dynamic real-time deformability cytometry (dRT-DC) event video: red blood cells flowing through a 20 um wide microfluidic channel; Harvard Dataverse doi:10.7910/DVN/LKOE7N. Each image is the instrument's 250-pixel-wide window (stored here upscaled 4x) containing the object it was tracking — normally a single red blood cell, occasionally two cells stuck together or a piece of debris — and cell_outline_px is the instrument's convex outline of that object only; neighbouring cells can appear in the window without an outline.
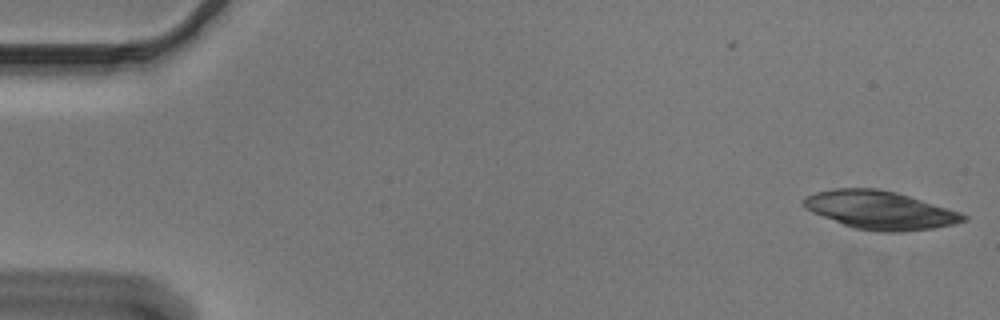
{"species": "Egyptian fruit bat (a non-hibernating species)", "species_latin": "Rousettus aegyptiacus", "temperature_condition": "cold", "stored_images_in_passage": 14, "camera_frame_rate_fps": 3000, "um_per_image_px": 0.085, "animal": {"sex": "male"}, "frame": {"image": 1, "passage_image": 1, "time_ms": 0.0, "image_size_px": [1000, 320], "cell_outline_px": [[968, 220], [956, 224], [932, 228], [900, 232], [880, 232], [852, 228], [812, 212], [804, 208], [804, 196], [816, 192], [832, 188], [876, 188], [896, 192], [960, 212], [968, 216]], "centroid_in_image_um": [74.79, 17.86], "position_along_channel_um": 10.2, "area_um2": 35.6}}